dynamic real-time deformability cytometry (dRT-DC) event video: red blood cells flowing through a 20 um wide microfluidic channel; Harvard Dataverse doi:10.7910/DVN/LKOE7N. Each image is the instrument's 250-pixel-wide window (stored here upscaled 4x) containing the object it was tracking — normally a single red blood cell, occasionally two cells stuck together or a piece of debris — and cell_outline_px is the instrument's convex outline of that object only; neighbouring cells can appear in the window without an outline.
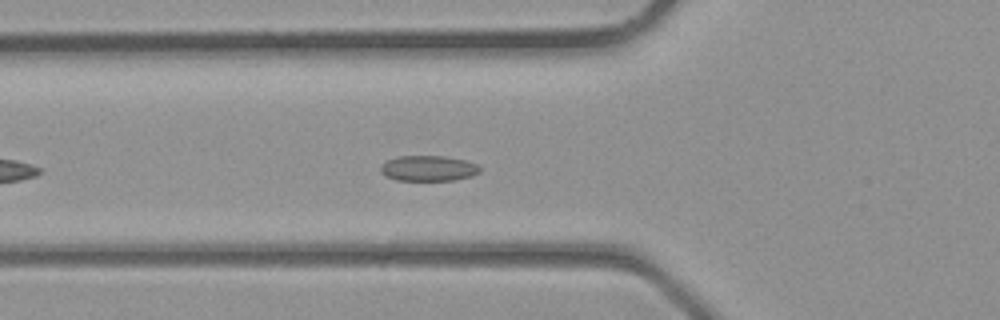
{"species": "common noctule bat (a hibernating species)", "species_latin": "Nyctalus noctula", "temperature_condition": "room temperature", "stored_images_in_passage": 30, "camera_frame_rate_fps": 3000, "um_per_image_px": 0.085, "animal": {"sex": "male", "body_mass_g": 23.1, "forearm_length_mm": 52.7}, "frame": {"image": 1, "passage_image": 5, "time_ms": 1.333, "image_size_px": [1000, 320], "cell_outline_px": [[480, 172], [472, 176], [452, 180], [396, 180], [384, 176], [380, 172], [380, 164], [396, 156], [444, 156], [464, 160], [476, 164], [480, 168]], "centroid_in_image_um": [36.36, 14.31], "position_along_channel_um": 89.4, "area_um2": 14.8}}
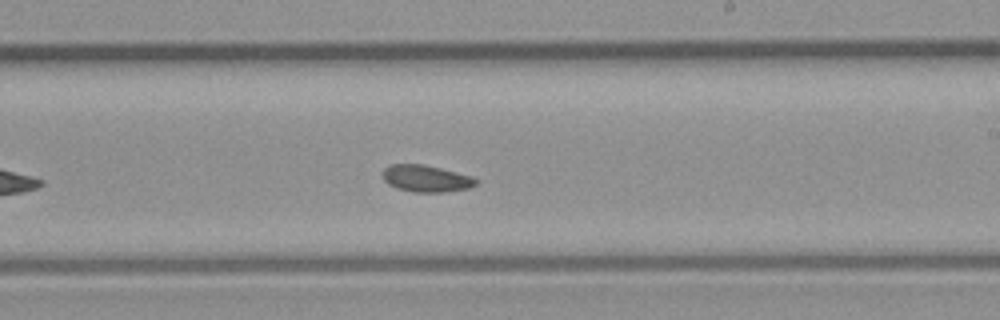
{"frame": {"image": 2, "passage_image": 14, "time_ms": 4.333, "image_size_px": [1000, 320], "cell_outline_px": [[480, 180], [476, 184], [468, 188], [444, 192], [412, 192], [396, 188], [388, 184], [384, 180], [384, 168], [388, 164], [424, 164], [472, 176]], "centroid_in_image_um": [36.22, 15.17], "position_along_channel_um": 252.8, "area_um2": 14.62}}
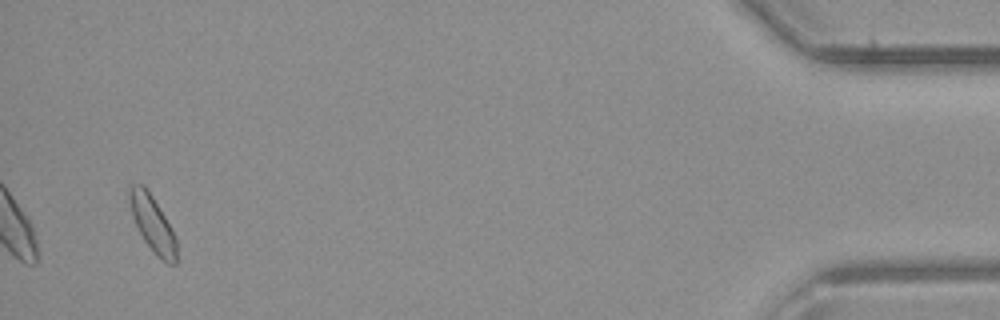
{"frame": {"image": 3, "passage_image": 28, "time_ms": 9.0, "image_size_px": [1000, 320], "cell_outline_px": [[176, 264], [168, 264], [144, 240], [132, 216], [128, 200], [128, 188], [132, 184], [144, 184], [152, 196], [176, 236]], "centroid_in_image_um": [12.94, 18.95], "position_along_channel_um": 422.3, "area_um2": 14.97}}